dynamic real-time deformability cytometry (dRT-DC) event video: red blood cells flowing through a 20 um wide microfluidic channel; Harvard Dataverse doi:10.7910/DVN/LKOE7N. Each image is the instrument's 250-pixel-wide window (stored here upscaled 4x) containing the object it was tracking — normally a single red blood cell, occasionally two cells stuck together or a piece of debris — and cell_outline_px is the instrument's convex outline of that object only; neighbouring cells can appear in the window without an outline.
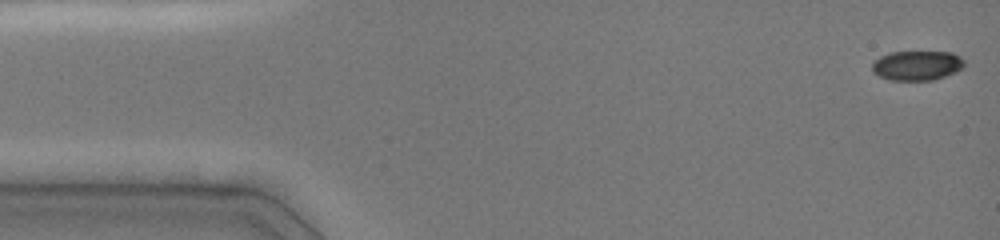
{"species": "common noctule bat (a hibernating species)", "species_latin": "Nyctalus noctula", "temperature_condition": "cold", "stored_images_in_passage": 20, "camera_frame_rate_fps": 3000, "um_per_image_px": 0.085, "animal": {"sex": "female", "body_mass_g": 19.0, "forearm_length_mm": 51.5}, "frame": {"image": 1, "passage_image": 1, "time_ms": 0.0, "image_size_px": [1000, 240], "cell_outline_px": [[964, 68], [956, 72], [932, 80], [888, 80], [872, 72], [872, 64], [880, 56], [888, 52], [952, 52], [960, 56], [964, 60]], "centroid_in_image_um": [77.95, 5.56], "position_along_channel_um": 7.0, "area_um2": 16.01}}
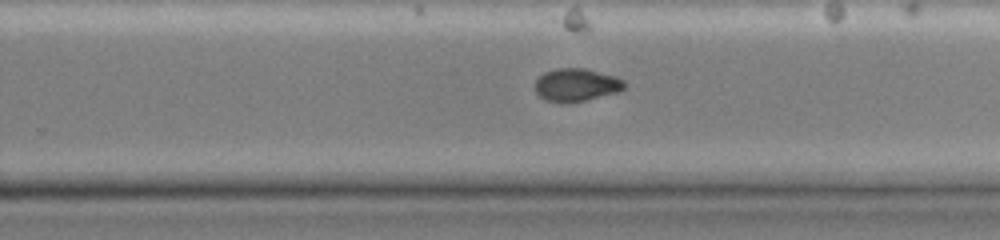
{"frame": {"image": 2, "passage_image": 15, "time_ms": 9.667, "image_size_px": [1000, 240], "cell_outline_px": [[624, 88], [616, 92], [584, 100], [560, 104], [544, 100], [536, 92], [536, 80], [544, 72], [560, 68], [584, 68], [616, 76], [624, 80]], "centroid_in_image_um": [48.96, 7.22], "position_along_channel_um": 280.8, "area_um2": 16.99}}
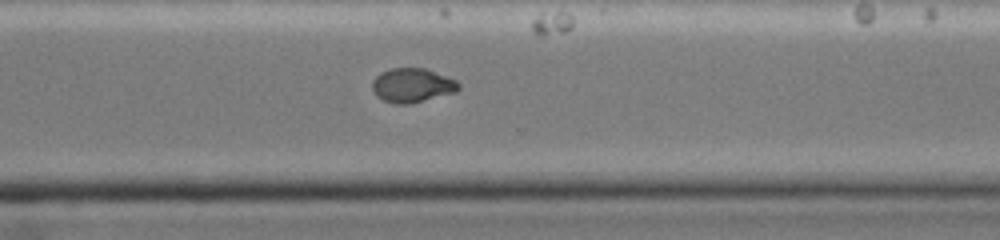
{"frame": {"image": 3, "passage_image": 18, "time_ms": 11.0, "image_size_px": [1000, 240], "cell_outline_px": [[460, 88], [456, 92], [408, 104], [396, 104], [384, 100], [376, 96], [372, 88], [372, 80], [376, 76], [392, 68], [424, 68], [456, 80], [460, 84]], "centroid_in_image_um": [35.04, 7.25], "position_along_channel_um": 335.6, "area_um2": 16.99}}